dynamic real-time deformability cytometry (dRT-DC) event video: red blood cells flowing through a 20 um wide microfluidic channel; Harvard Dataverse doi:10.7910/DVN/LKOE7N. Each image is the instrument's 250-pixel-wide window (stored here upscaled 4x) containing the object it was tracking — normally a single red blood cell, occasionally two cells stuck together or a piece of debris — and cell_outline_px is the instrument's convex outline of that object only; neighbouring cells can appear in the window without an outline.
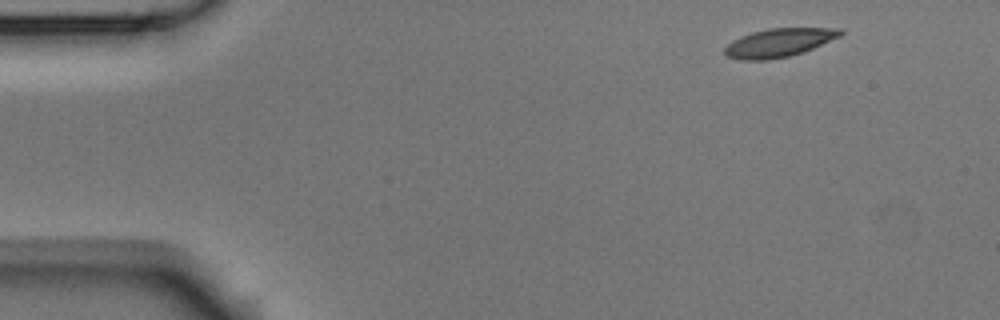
{"species": "Egyptian fruit bat (a non-hibernating species)", "species_latin": "Rousettus aegyptiacus", "temperature_condition": "room temperature", "stored_images_in_passage": 5, "camera_frame_rate_fps": 3000, "um_per_image_px": 0.085, "animal": {"sex": "male"}, "frame": {"image": 1, "passage_image": 1, "time_ms": 0.0, "image_size_px": [1000, 320], "cell_outline_px": [[844, 32], [840, 36], [812, 48], [788, 56], [768, 60], [740, 60], [728, 56], [724, 52], [724, 48], [732, 40], [740, 36], [752, 32], [768, 28], [844, 28]], "centroid_in_image_um": [66.19, 3.61], "position_along_channel_um": 18.8, "area_um2": 19.07}}
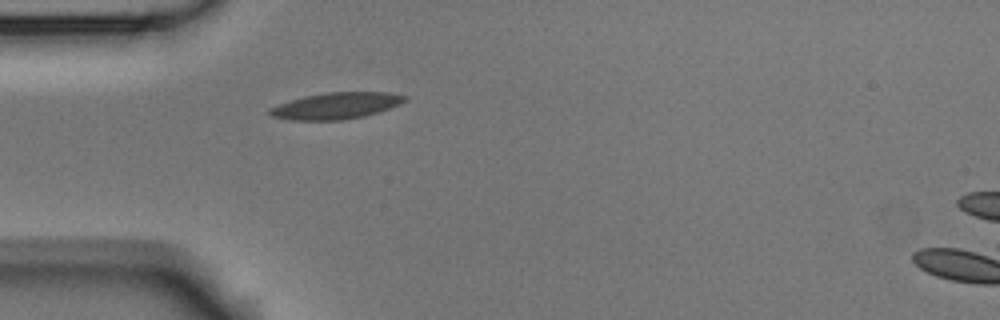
{"frame": {"image": 2, "passage_image": 4, "time_ms": 1.0, "image_size_px": [1000, 320], "cell_outline_px": [[408, 100], [400, 104], [364, 116], [340, 120], [288, 120], [272, 116], [268, 112], [268, 108], [304, 96], [324, 92], [388, 92], [408, 96]], "centroid_in_image_um": [28.57, 8.98], "position_along_channel_um": 56.4, "area_um2": 20.75}}